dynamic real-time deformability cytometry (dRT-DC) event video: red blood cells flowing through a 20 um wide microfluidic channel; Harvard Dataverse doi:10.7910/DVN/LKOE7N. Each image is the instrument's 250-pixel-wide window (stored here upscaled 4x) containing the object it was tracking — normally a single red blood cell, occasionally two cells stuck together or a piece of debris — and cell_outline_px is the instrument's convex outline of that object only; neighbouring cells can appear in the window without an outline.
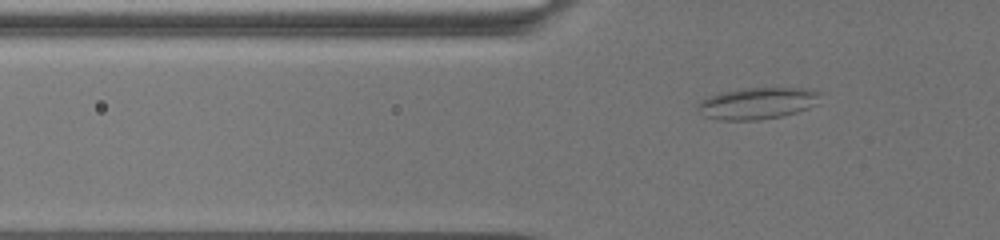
{"species": "common noctule bat (a hibernating species)", "species_latin": "Nyctalus noctula", "temperature_condition": "warm", "stored_images_in_passage": 3, "camera_frame_rate_fps": 3000, "um_per_image_px": 0.085, "animal": {"sex": "female", "body_mass_g": 19.5, "forearm_length_mm": 54.1}, "frame": {"image": 1, "passage_image": 2, "time_ms": 0.333, "image_size_px": [1000, 240], "cell_outline_px": [[820, 92], [816, 104], [808, 108], [784, 116], [760, 120], [720, 120], [704, 116], [696, 108], [696, 104], [700, 100], [708, 96], [720, 92], [740, 88], [800, 88]], "centroid_in_image_um": [64.3, 8.78], "position_along_channel_um": 61.5, "area_um2": 22.72}}